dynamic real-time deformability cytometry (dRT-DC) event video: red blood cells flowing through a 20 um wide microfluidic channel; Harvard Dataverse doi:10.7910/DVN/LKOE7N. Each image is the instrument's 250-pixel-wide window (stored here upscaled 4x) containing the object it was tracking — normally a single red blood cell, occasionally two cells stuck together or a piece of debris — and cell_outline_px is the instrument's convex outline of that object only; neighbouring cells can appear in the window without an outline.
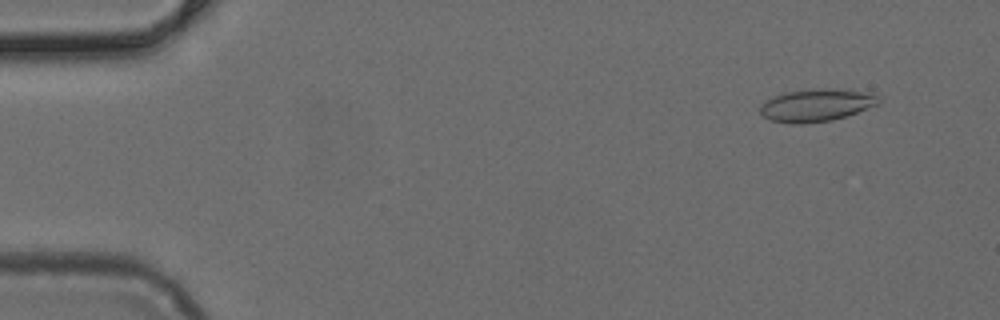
{"species": "common noctule bat (a hibernating species)", "species_latin": "Nyctalus noctula", "temperature_condition": "cold", "stored_images_in_passage": 49, "camera_frame_rate_fps": 3000, "um_per_image_px": 0.085, "animal": {"sex": "female", "body_mass_g": 24.6, "forearm_length_mm": 56.2}, "frame": {"image": 1, "passage_image": 4, "time_ms": 1.0, "image_size_px": [1000, 320], "cell_outline_px": [[880, 100], [876, 104], [856, 112], [832, 120], [804, 124], [792, 124], [768, 120], [760, 112], [760, 104], [784, 92], [816, 88], [832, 88], [872, 92], [880, 96]], "centroid_in_image_um": [69.38, 8.93], "position_along_channel_um": 15.6, "area_um2": 22.54}}
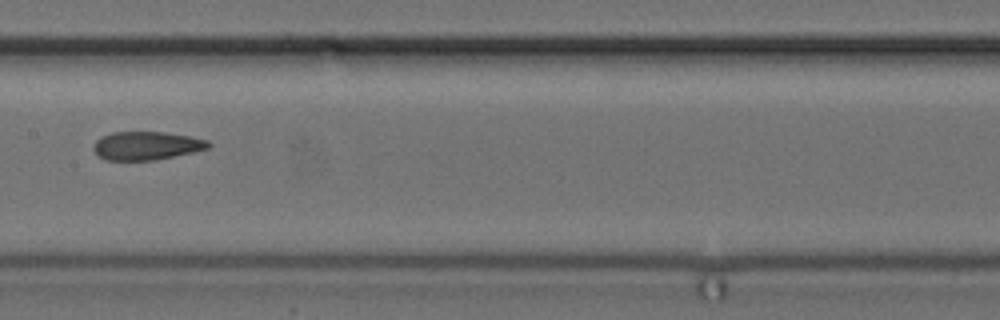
{"frame": {"image": 2, "passage_image": 25, "time_ms": 8.0, "image_size_px": [1000, 320], "cell_outline_px": [[212, 144], [208, 148], [192, 152], [156, 160], [104, 160], [96, 156], [92, 148], [96, 140], [100, 136], [112, 132], [164, 132], [188, 136], [208, 140]], "centroid_in_image_um": [12.39, 12.39], "position_along_channel_um": 195.0, "area_um2": 19.13}}
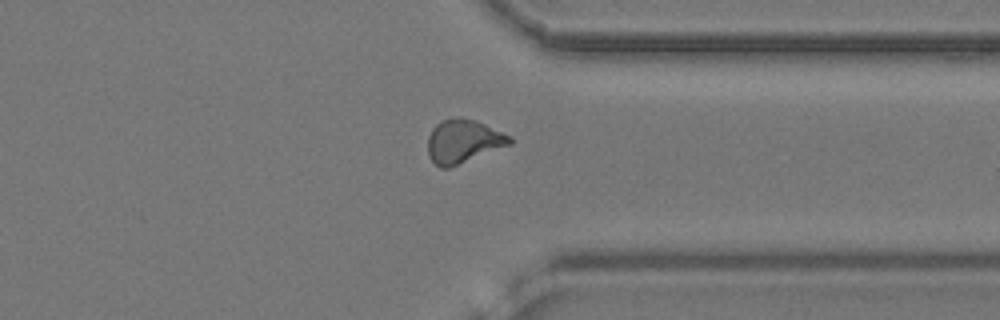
{"frame": {"image": 3, "passage_image": 38, "time_ms": 12.333, "image_size_px": [1000, 320], "cell_outline_px": [[512, 144], [448, 168], [440, 168], [428, 156], [428, 136], [432, 128], [440, 120], [460, 116], [484, 124], [512, 136]], "centroid_in_image_um": [39.37, 12.0], "position_along_channel_um": 372.0, "area_um2": 20.75}}